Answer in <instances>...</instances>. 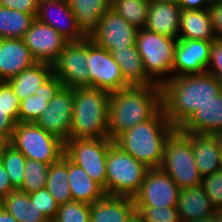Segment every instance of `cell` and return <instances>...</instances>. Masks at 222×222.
<instances>
[{"instance_id": "cell-1", "label": "cell", "mask_w": 222, "mask_h": 222, "mask_svg": "<svg viewBox=\"0 0 222 222\" xmlns=\"http://www.w3.org/2000/svg\"><path fill=\"white\" fill-rule=\"evenodd\" d=\"M162 108L178 129L194 111L222 93V83L211 73L172 77L161 85Z\"/></svg>"}, {"instance_id": "cell-2", "label": "cell", "mask_w": 222, "mask_h": 222, "mask_svg": "<svg viewBox=\"0 0 222 222\" xmlns=\"http://www.w3.org/2000/svg\"><path fill=\"white\" fill-rule=\"evenodd\" d=\"M162 108L161 86H132L110 93L108 135L122 132L152 118Z\"/></svg>"}, {"instance_id": "cell-3", "label": "cell", "mask_w": 222, "mask_h": 222, "mask_svg": "<svg viewBox=\"0 0 222 222\" xmlns=\"http://www.w3.org/2000/svg\"><path fill=\"white\" fill-rule=\"evenodd\" d=\"M175 129L161 108L152 118L122 132L114 143L148 168H159L166 139Z\"/></svg>"}, {"instance_id": "cell-4", "label": "cell", "mask_w": 222, "mask_h": 222, "mask_svg": "<svg viewBox=\"0 0 222 222\" xmlns=\"http://www.w3.org/2000/svg\"><path fill=\"white\" fill-rule=\"evenodd\" d=\"M70 138L102 139L108 135L110 92L95 87H74Z\"/></svg>"}, {"instance_id": "cell-5", "label": "cell", "mask_w": 222, "mask_h": 222, "mask_svg": "<svg viewBox=\"0 0 222 222\" xmlns=\"http://www.w3.org/2000/svg\"><path fill=\"white\" fill-rule=\"evenodd\" d=\"M182 189L200 186L202 176L196 167L192 134L175 129L166 139L162 163L159 167Z\"/></svg>"}, {"instance_id": "cell-6", "label": "cell", "mask_w": 222, "mask_h": 222, "mask_svg": "<svg viewBox=\"0 0 222 222\" xmlns=\"http://www.w3.org/2000/svg\"><path fill=\"white\" fill-rule=\"evenodd\" d=\"M149 169L113 142L106 159V194L133 198Z\"/></svg>"}, {"instance_id": "cell-7", "label": "cell", "mask_w": 222, "mask_h": 222, "mask_svg": "<svg viewBox=\"0 0 222 222\" xmlns=\"http://www.w3.org/2000/svg\"><path fill=\"white\" fill-rule=\"evenodd\" d=\"M177 41L146 28L137 31L136 47L142 57L145 72L158 85L173 77Z\"/></svg>"}, {"instance_id": "cell-8", "label": "cell", "mask_w": 222, "mask_h": 222, "mask_svg": "<svg viewBox=\"0 0 222 222\" xmlns=\"http://www.w3.org/2000/svg\"><path fill=\"white\" fill-rule=\"evenodd\" d=\"M9 143L26 159L45 164L59 160L65 152V143L49 134L34 122H17Z\"/></svg>"}, {"instance_id": "cell-9", "label": "cell", "mask_w": 222, "mask_h": 222, "mask_svg": "<svg viewBox=\"0 0 222 222\" xmlns=\"http://www.w3.org/2000/svg\"><path fill=\"white\" fill-rule=\"evenodd\" d=\"M114 140L110 138H70L65 142L64 155L83 168L98 183L106 194V159Z\"/></svg>"}, {"instance_id": "cell-10", "label": "cell", "mask_w": 222, "mask_h": 222, "mask_svg": "<svg viewBox=\"0 0 222 222\" xmlns=\"http://www.w3.org/2000/svg\"><path fill=\"white\" fill-rule=\"evenodd\" d=\"M88 36L81 41L68 42L52 64L53 74L63 87L89 86Z\"/></svg>"}, {"instance_id": "cell-11", "label": "cell", "mask_w": 222, "mask_h": 222, "mask_svg": "<svg viewBox=\"0 0 222 222\" xmlns=\"http://www.w3.org/2000/svg\"><path fill=\"white\" fill-rule=\"evenodd\" d=\"M181 189L160 168H152L133 197L135 207H176Z\"/></svg>"}, {"instance_id": "cell-12", "label": "cell", "mask_w": 222, "mask_h": 222, "mask_svg": "<svg viewBox=\"0 0 222 222\" xmlns=\"http://www.w3.org/2000/svg\"><path fill=\"white\" fill-rule=\"evenodd\" d=\"M89 86L108 92L130 87L123 78L120 66L113 59L110 51L95 44L88 37Z\"/></svg>"}, {"instance_id": "cell-13", "label": "cell", "mask_w": 222, "mask_h": 222, "mask_svg": "<svg viewBox=\"0 0 222 222\" xmlns=\"http://www.w3.org/2000/svg\"><path fill=\"white\" fill-rule=\"evenodd\" d=\"M73 105V89L62 87L34 123L65 143L70 139Z\"/></svg>"}, {"instance_id": "cell-14", "label": "cell", "mask_w": 222, "mask_h": 222, "mask_svg": "<svg viewBox=\"0 0 222 222\" xmlns=\"http://www.w3.org/2000/svg\"><path fill=\"white\" fill-rule=\"evenodd\" d=\"M137 31L122 16L109 9L88 37L98 46L111 51L136 46Z\"/></svg>"}, {"instance_id": "cell-15", "label": "cell", "mask_w": 222, "mask_h": 222, "mask_svg": "<svg viewBox=\"0 0 222 222\" xmlns=\"http://www.w3.org/2000/svg\"><path fill=\"white\" fill-rule=\"evenodd\" d=\"M36 62L53 64L69 42L49 25L34 19L22 38Z\"/></svg>"}, {"instance_id": "cell-16", "label": "cell", "mask_w": 222, "mask_h": 222, "mask_svg": "<svg viewBox=\"0 0 222 222\" xmlns=\"http://www.w3.org/2000/svg\"><path fill=\"white\" fill-rule=\"evenodd\" d=\"M212 41L178 39L173 65V77L206 72Z\"/></svg>"}, {"instance_id": "cell-17", "label": "cell", "mask_w": 222, "mask_h": 222, "mask_svg": "<svg viewBox=\"0 0 222 222\" xmlns=\"http://www.w3.org/2000/svg\"><path fill=\"white\" fill-rule=\"evenodd\" d=\"M35 19L55 29L69 42L81 41L86 37L78 27L67 0H55L38 4Z\"/></svg>"}, {"instance_id": "cell-18", "label": "cell", "mask_w": 222, "mask_h": 222, "mask_svg": "<svg viewBox=\"0 0 222 222\" xmlns=\"http://www.w3.org/2000/svg\"><path fill=\"white\" fill-rule=\"evenodd\" d=\"M181 10L177 0L155 1L149 4L145 28L161 36L178 40Z\"/></svg>"}, {"instance_id": "cell-19", "label": "cell", "mask_w": 222, "mask_h": 222, "mask_svg": "<svg viewBox=\"0 0 222 222\" xmlns=\"http://www.w3.org/2000/svg\"><path fill=\"white\" fill-rule=\"evenodd\" d=\"M35 63L23 39H0L1 79L8 81Z\"/></svg>"}, {"instance_id": "cell-20", "label": "cell", "mask_w": 222, "mask_h": 222, "mask_svg": "<svg viewBox=\"0 0 222 222\" xmlns=\"http://www.w3.org/2000/svg\"><path fill=\"white\" fill-rule=\"evenodd\" d=\"M187 134L214 135L222 130V93L214 101L199 107L178 128Z\"/></svg>"}, {"instance_id": "cell-21", "label": "cell", "mask_w": 222, "mask_h": 222, "mask_svg": "<svg viewBox=\"0 0 222 222\" xmlns=\"http://www.w3.org/2000/svg\"><path fill=\"white\" fill-rule=\"evenodd\" d=\"M120 66L124 81L130 86H161L156 84L145 72L143 60L136 46H126L110 51Z\"/></svg>"}, {"instance_id": "cell-22", "label": "cell", "mask_w": 222, "mask_h": 222, "mask_svg": "<svg viewBox=\"0 0 222 222\" xmlns=\"http://www.w3.org/2000/svg\"><path fill=\"white\" fill-rule=\"evenodd\" d=\"M134 211L132 197L106 194L90 205V222H123Z\"/></svg>"}, {"instance_id": "cell-23", "label": "cell", "mask_w": 222, "mask_h": 222, "mask_svg": "<svg viewBox=\"0 0 222 222\" xmlns=\"http://www.w3.org/2000/svg\"><path fill=\"white\" fill-rule=\"evenodd\" d=\"M62 87V82L52 74L35 94L20 101L18 122H35Z\"/></svg>"}, {"instance_id": "cell-24", "label": "cell", "mask_w": 222, "mask_h": 222, "mask_svg": "<svg viewBox=\"0 0 222 222\" xmlns=\"http://www.w3.org/2000/svg\"><path fill=\"white\" fill-rule=\"evenodd\" d=\"M178 39L216 40L209 9H182Z\"/></svg>"}, {"instance_id": "cell-25", "label": "cell", "mask_w": 222, "mask_h": 222, "mask_svg": "<svg viewBox=\"0 0 222 222\" xmlns=\"http://www.w3.org/2000/svg\"><path fill=\"white\" fill-rule=\"evenodd\" d=\"M192 146L202 178L222 169V153L214 135L192 134Z\"/></svg>"}, {"instance_id": "cell-26", "label": "cell", "mask_w": 222, "mask_h": 222, "mask_svg": "<svg viewBox=\"0 0 222 222\" xmlns=\"http://www.w3.org/2000/svg\"><path fill=\"white\" fill-rule=\"evenodd\" d=\"M176 208L180 221L208 217L216 211L201 185L182 189Z\"/></svg>"}, {"instance_id": "cell-27", "label": "cell", "mask_w": 222, "mask_h": 222, "mask_svg": "<svg viewBox=\"0 0 222 222\" xmlns=\"http://www.w3.org/2000/svg\"><path fill=\"white\" fill-rule=\"evenodd\" d=\"M68 183L71 189L72 201L91 205L102 199L106 194L86 171L68 159Z\"/></svg>"}, {"instance_id": "cell-28", "label": "cell", "mask_w": 222, "mask_h": 222, "mask_svg": "<svg viewBox=\"0 0 222 222\" xmlns=\"http://www.w3.org/2000/svg\"><path fill=\"white\" fill-rule=\"evenodd\" d=\"M53 74L52 65L48 63H35L32 67L23 70L7 82L13 88L19 100L33 95L39 87Z\"/></svg>"}, {"instance_id": "cell-29", "label": "cell", "mask_w": 222, "mask_h": 222, "mask_svg": "<svg viewBox=\"0 0 222 222\" xmlns=\"http://www.w3.org/2000/svg\"><path fill=\"white\" fill-rule=\"evenodd\" d=\"M78 27L88 36L99 19L111 9V0H67Z\"/></svg>"}, {"instance_id": "cell-30", "label": "cell", "mask_w": 222, "mask_h": 222, "mask_svg": "<svg viewBox=\"0 0 222 222\" xmlns=\"http://www.w3.org/2000/svg\"><path fill=\"white\" fill-rule=\"evenodd\" d=\"M18 222H50L30 200V194L20 189L12 190L0 201Z\"/></svg>"}, {"instance_id": "cell-31", "label": "cell", "mask_w": 222, "mask_h": 222, "mask_svg": "<svg viewBox=\"0 0 222 222\" xmlns=\"http://www.w3.org/2000/svg\"><path fill=\"white\" fill-rule=\"evenodd\" d=\"M46 189L59 205L72 201L68 183V158L65 155L50 164Z\"/></svg>"}, {"instance_id": "cell-32", "label": "cell", "mask_w": 222, "mask_h": 222, "mask_svg": "<svg viewBox=\"0 0 222 222\" xmlns=\"http://www.w3.org/2000/svg\"><path fill=\"white\" fill-rule=\"evenodd\" d=\"M35 17L0 6V39H22Z\"/></svg>"}, {"instance_id": "cell-33", "label": "cell", "mask_w": 222, "mask_h": 222, "mask_svg": "<svg viewBox=\"0 0 222 222\" xmlns=\"http://www.w3.org/2000/svg\"><path fill=\"white\" fill-rule=\"evenodd\" d=\"M111 10L138 30L146 26L149 4L143 0H111Z\"/></svg>"}, {"instance_id": "cell-34", "label": "cell", "mask_w": 222, "mask_h": 222, "mask_svg": "<svg viewBox=\"0 0 222 222\" xmlns=\"http://www.w3.org/2000/svg\"><path fill=\"white\" fill-rule=\"evenodd\" d=\"M0 160L9 175L11 185L14 189H19L24 180L25 156L8 143L0 154Z\"/></svg>"}, {"instance_id": "cell-35", "label": "cell", "mask_w": 222, "mask_h": 222, "mask_svg": "<svg viewBox=\"0 0 222 222\" xmlns=\"http://www.w3.org/2000/svg\"><path fill=\"white\" fill-rule=\"evenodd\" d=\"M50 164L32 159H26L24 166V180L19 188L28 194L37 192L46 187Z\"/></svg>"}, {"instance_id": "cell-36", "label": "cell", "mask_w": 222, "mask_h": 222, "mask_svg": "<svg viewBox=\"0 0 222 222\" xmlns=\"http://www.w3.org/2000/svg\"><path fill=\"white\" fill-rule=\"evenodd\" d=\"M53 222H90V205L77 201L61 204Z\"/></svg>"}, {"instance_id": "cell-37", "label": "cell", "mask_w": 222, "mask_h": 222, "mask_svg": "<svg viewBox=\"0 0 222 222\" xmlns=\"http://www.w3.org/2000/svg\"><path fill=\"white\" fill-rule=\"evenodd\" d=\"M141 222H180L176 207H135Z\"/></svg>"}, {"instance_id": "cell-38", "label": "cell", "mask_w": 222, "mask_h": 222, "mask_svg": "<svg viewBox=\"0 0 222 222\" xmlns=\"http://www.w3.org/2000/svg\"><path fill=\"white\" fill-rule=\"evenodd\" d=\"M201 186L210 199L212 206L222 209V169L203 177Z\"/></svg>"}, {"instance_id": "cell-39", "label": "cell", "mask_w": 222, "mask_h": 222, "mask_svg": "<svg viewBox=\"0 0 222 222\" xmlns=\"http://www.w3.org/2000/svg\"><path fill=\"white\" fill-rule=\"evenodd\" d=\"M30 200L50 222L56 218L60 205L50 195L46 187L30 194Z\"/></svg>"}, {"instance_id": "cell-40", "label": "cell", "mask_w": 222, "mask_h": 222, "mask_svg": "<svg viewBox=\"0 0 222 222\" xmlns=\"http://www.w3.org/2000/svg\"><path fill=\"white\" fill-rule=\"evenodd\" d=\"M20 100L11 85L4 81L0 86V109L11 110V118L17 123L19 117Z\"/></svg>"}, {"instance_id": "cell-41", "label": "cell", "mask_w": 222, "mask_h": 222, "mask_svg": "<svg viewBox=\"0 0 222 222\" xmlns=\"http://www.w3.org/2000/svg\"><path fill=\"white\" fill-rule=\"evenodd\" d=\"M206 71L222 83V39L217 38L212 42Z\"/></svg>"}, {"instance_id": "cell-42", "label": "cell", "mask_w": 222, "mask_h": 222, "mask_svg": "<svg viewBox=\"0 0 222 222\" xmlns=\"http://www.w3.org/2000/svg\"><path fill=\"white\" fill-rule=\"evenodd\" d=\"M0 6L25 12L36 17L38 4L35 0H0Z\"/></svg>"}, {"instance_id": "cell-43", "label": "cell", "mask_w": 222, "mask_h": 222, "mask_svg": "<svg viewBox=\"0 0 222 222\" xmlns=\"http://www.w3.org/2000/svg\"><path fill=\"white\" fill-rule=\"evenodd\" d=\"M209 12L214 33L218 39H222V0H213Z\"/></svg>"}, {"instance_id": "cell-44", "label": "cell", "mask_w": 222, "mask_h": 222, "mask_svg": "<svg viewBox=\"0 0 222 222\" xmlns=\"http://www.w3.org/2000/svg\"><path fill=\"white\" fill-rule=\"evenodd\" d=\"M16 122L11 118V110L0 109V134L8 141L12 137Z\"/></svg>"}, {"instance_id": "cell-45", "label": "cell", "mask_w": 222, "mask_h": 222, "mask_svg": "<svg viewBox=\"0 0 222 222\" xmlns=\"http://www.w3.org/2000/svg\"><path fill=\"white\" fill-rule=\"evenodd\" d=\"M12 190H14V188L10 183L9 175L0 160V201L5 198Z\"/></svg>"}, {"instance_id": "cell-46", "label": "cell", "mask_w": 222, "mask_h": 222, "mask_svg": "<svg viewBox=\"0 0 222 222\" xmlns=\"http://www.w3.org/2000/svg\"><path fill=\"white\" fill-rule=\"evenodd\" d=\"M181 9H209L212 0H177Z\"/></svg>"}, {"instance_id": "cell-47", "label": "cell", "mask_w": 222, "mask_h": 222, "mask_svg": "<svg viewBox=\"0 0 222 222\" xmlns=\"http://www.w3.org/2000/svg\"><path fill=\"white\" fill-rule=\"evenodd\" d=\"M0 222H18V221L2 206H0Z\"/></svg>"}, {"instance_id": "cell-48", "label": "cell", "mask_w": 222, "mask_h": 222, "mask_svg": "<svg viewBox=\"0 0 222 222\" xmlns=\"http://www.w3.org/2000/svg\"><path fill=\"white\" fill-rule=\"evenodd\" d=\"M180 222H216L215 221V213L208 216V217H204V218H200V219H196V220H184V221H180Z\"/></svg>"}, {"instance_id": "cell-49", "label": "cell", "mask_w": 222, "mask_h": 222, "mask_svg": "<svg viewBox=\"0 0 222 222\" xmlns=\"http://www.w3.org/2000/svg\"><path fill=\"white\" fill-rule=\"evenodd\" d=\"M123 222H141L139 212L135 210L129 217H127Z\"/></svg>"}, {"instance_id": "cell-50", "label": "cell", "mask_w": 222, "mask_h": 222, "mask_svg": "<svg viewBox=\"0 0 222 222\" xmlns=\"http://www.w3.org/2000/svg\"><path fill=\"white\" fill-rule=\"evenodd\" d=\"M214 137L217 139V143H218L221 153H222V130L215 133Z\"/></svg>"}, {"instance_id": "cell-51", "label": "cell", "mask_w": 222, "mask_h": 222, "mask_svg": "<svg viewBox=\"0 0 222 222\" xmlns=\"http://www.w3.org/2000/svg\"><path fill=\"white\" fill-rule=\"evenodd\" d=\"M9 143V141L3 136L0 134V154L3 150V148Z\"/></svg>"}, {"instance_id": "cell-52", "label": "cell", "mask_w": 222, "mask_h": 222, "mask_svg": "<svg viewBox=\"0 0 222 222\" xmlns=\"http://www.w3.org/2000/svg\"><path fill=\"white\" fill-rule=\"evenodd\" d=\"M215 221L222 222V209H217L215 211Z\"/></svg>"}, {"instance_id": "cell-53", "label": "cell", "mask_w": 222, "mask_h": 222, "mask_svg": "<svg viewBox=\"0 0 222 222\" xmlns=\"http://www.w3.org/2000/svg\"><path fill=\"white\" fill-rule=\"evenodd\" d=\"M37 4H40L42 2H48V1H55V0H35Z\"/></svg>"}, {"instance_id": "cell-54", "label": "cell", "mask_w": 222, "mask_h": 222, "mask_svg": "<svg viewBox=\"0 0 222 222\" xmlns=\"http://www.w3.org/2000/svg\"><path fill=\"white\" fill-rule=\"evenodd\" d=\"M143 1L147 2L148 4H151V3L155 2V1H158V0H143Z\"/></svg>"}, {"instance_id": "cell-55", "label": "cell", "mask_w": 222, "mask_h": 222, "mask_svg": "<svg viewBox=\"0 0 222 222\" xmlns=\"http://www.w3.org/2000/svg\"><path fill=\"white\" fill-rule=\"evenodd\" d=\"M3 82H4V80L0 78V86H1V84H2Z\"/></svg>"}]
</instances>
